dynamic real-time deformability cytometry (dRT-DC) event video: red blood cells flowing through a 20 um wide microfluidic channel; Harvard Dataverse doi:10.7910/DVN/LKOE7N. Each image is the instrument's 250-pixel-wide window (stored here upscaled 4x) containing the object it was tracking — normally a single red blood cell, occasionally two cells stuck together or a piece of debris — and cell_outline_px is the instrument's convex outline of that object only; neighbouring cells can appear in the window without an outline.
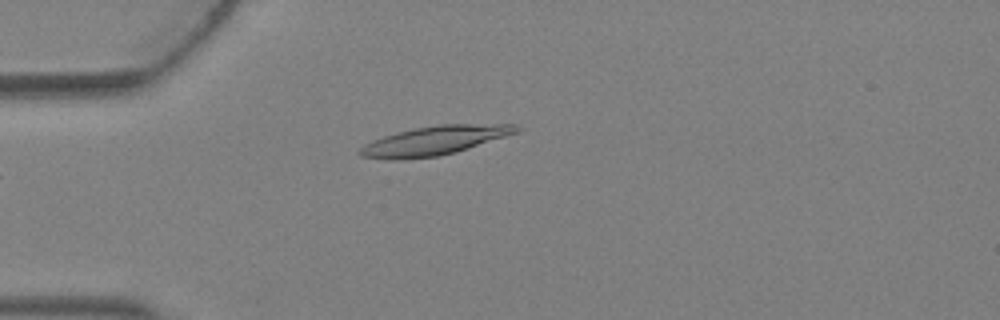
{"species": "Egyptian fruit bat (a non-hibernating species)", "species_latin": "Rousettus aegyptiacus", "temperature_condition": "warm", "stored_images_in_passage": 4, "camera_frame_rate_fps": 3000, "um_per_image_px": 0.085, "animal": {"sex": "female"}, "frame": {"image": 1, "passage_image": 4, "time_ms": 1.0, "image_size_px": [1000, 320], "cell_outline_px": [[524, 128], [520, 132], [456, 152], [436, 156], [400, 160], [392, 160], [360, 156], [356, 152], [364, 144], [372, 140], [396, 132], [416, 128], [440, 124], [516, 124]], "centroid_in_image_um": [36.96, 11.95], "position_along_channel_um": 48.0, "area_um2": 26.65}}